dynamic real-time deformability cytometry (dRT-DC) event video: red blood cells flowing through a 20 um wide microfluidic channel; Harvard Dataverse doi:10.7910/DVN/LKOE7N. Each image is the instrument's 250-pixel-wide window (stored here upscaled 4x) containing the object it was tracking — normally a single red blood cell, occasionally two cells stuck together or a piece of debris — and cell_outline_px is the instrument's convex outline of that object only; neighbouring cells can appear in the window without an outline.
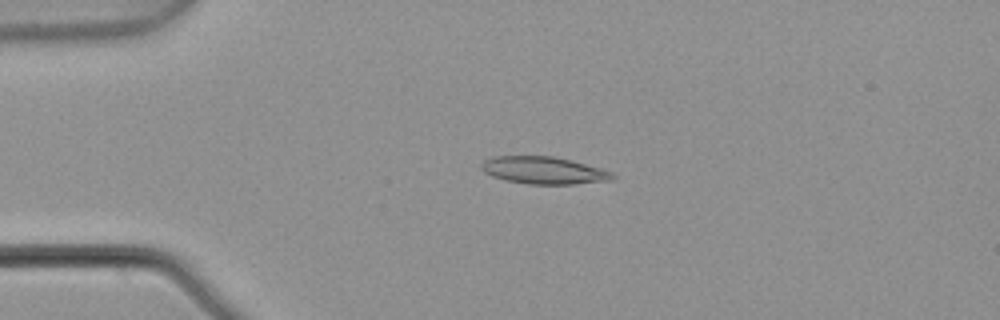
{"species": "common noctule bat (a hibernating species)", "species_latin": "Nyctalus noctula", "temperature_condition": "warm", "stored_images_in_passage": 7, "camera_frame_rate_fps": 3000, "um_per_image_px": 0.085, "animal": {"sex": "male", "body_mass_g": 21.5, "forearm_length_mm": 52.0}, "frame": {"image": 1, "passage_image": 3, "time_ms": 0.667, "image_size_px": [1000, 320], "cell_outline_px": [[616, 176], [612, 180], [572, 184], [528, 184], [504, 180], [492, 176], [484, 172], [480, 168], [480, 164], [484, 160], [492, 156], [552, 156], [600, 168], [612, 172]], "centroid_in_image_um": [46.16, 14.48], "position_along_channel_um": 38.8, "area_um2": 20.81}}
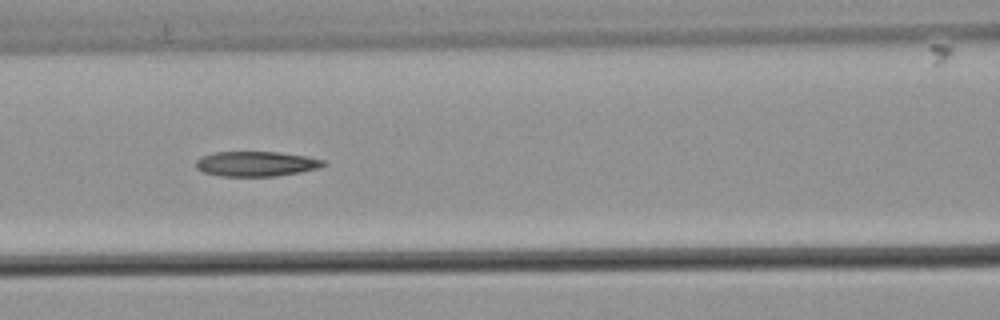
{"frame": {"image": 2, "passage_image": 6, "time_ms": 1.667, "image_size_px": [1000, 320], "cell_outline_px": [[328, 164], [320, 168], [300, 172], [276, 176], [220, 176], [204, 172], [196, 168], [196, 160], [200, 156], [216, 152], [280, 152], [308, 156], [324, 160]], "centroid_in_image_um": [21.81, 13.92], "position_along_channel_um": 144.8, "area_um2": 18.73}}
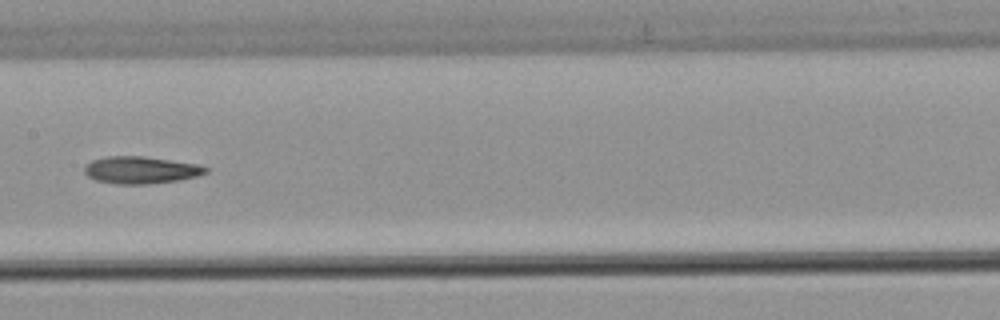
{"frame": {"image": 3, "passage_image": 7, "time_ms": 2.0, "image_size_px": [1000, 320], "cell_outline_px": [[208, 172], [196, 176], [180, 180], [144, 184], [116, 184], [96, 180], [88, 176], [84, 172], [84, 164], [92, 160], [108, 156], [144, 156], [196, 164], [208, 168]], "centroid_in_image_um": [11.93, 14.45], "position_along_channel_um": 195.5, "area_um2": 19.13}}